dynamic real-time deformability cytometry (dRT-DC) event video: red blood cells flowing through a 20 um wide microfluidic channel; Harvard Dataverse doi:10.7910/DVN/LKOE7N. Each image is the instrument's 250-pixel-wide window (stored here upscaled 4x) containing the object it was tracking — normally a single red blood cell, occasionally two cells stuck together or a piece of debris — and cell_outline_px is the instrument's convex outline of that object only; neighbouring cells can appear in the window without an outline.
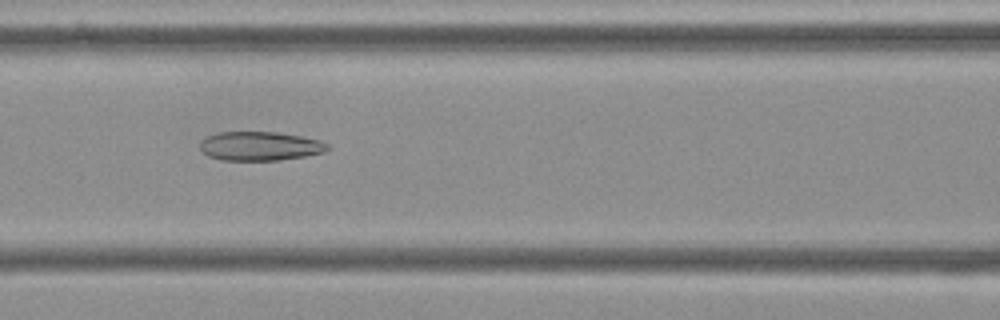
{"species": "Egyptian fruit bat (a non-hibernating species)", "species_latin": "Rousettus aegyptiacus", "temperature_condition": "cold", "stored_images_in_passage": 56, "camera_frame_rate_fps": 3000, "um_per_image_px": 0.085, "frame": {"image": 1, "passage_image": 24, "time_ms": 7.667, "image_size_px": [1000, 320], "cell_outline_px": [[332, 148], [324, 152], [304, 156], [276, 160], [220, 160], [208, 156], [200, 148], [200, 140], [216, 132], [280, 132], [320, 140], [328, 144]], "centroid_in_image_um": [22.1, 12.41], "position_along_channel_um": 144.5, "area_um2": 21.62}}
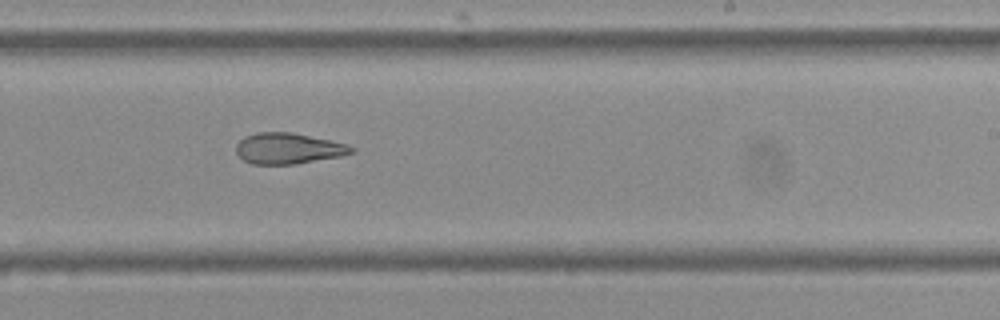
{"frame": {"image": 2, "passage_image": 34, "time_ms": 11.0, "image_size_px": [1000, 320], "cell_outline_px": [[356, 152], [340, 156], [292, 164], [252, 164], [244, 160], [236, 152], [236, 144], [244, 136], [256, 132], [292, 132], [348, 144], [356, 148]], "centroid_in_image_um": [24.51, 12.6], "position_along_channel_um": 264.5, "area_um2": 20.75}}
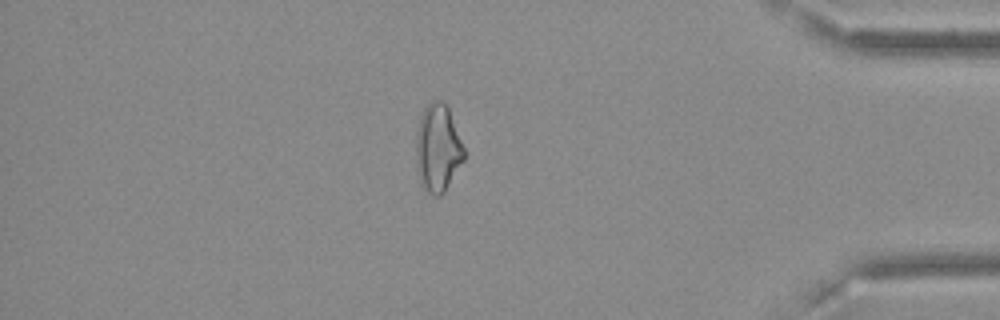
{"frame": {"image": 3, "passage_image": 48, "time_ms": 15.667, "image_size_px": [1000, 320], "cell_outline_px": [[464, 160], [444, 192], [440, 196], [432, 196], [420, 184], [416, 164], [416, 136], [420, 116], [424, 108], [432, 100], [444, 100], [448, 108], [464, 148]], "centroid_in_image_um": [37.2, 12.6], "position_along_channel_um": 398.0, "area_um2": 24.51}, "authors_computed_cell_mechanics": {"area_um2": 24.3049, "velocity_mm_per_s": 3.6067, "shape_relaxation_time_tau1_ms": null, "shape_relaxation_time_tau2_ms": 3.5546, "deformation_change_tau1": null, "deformation_change_tau2": 0.1252}}